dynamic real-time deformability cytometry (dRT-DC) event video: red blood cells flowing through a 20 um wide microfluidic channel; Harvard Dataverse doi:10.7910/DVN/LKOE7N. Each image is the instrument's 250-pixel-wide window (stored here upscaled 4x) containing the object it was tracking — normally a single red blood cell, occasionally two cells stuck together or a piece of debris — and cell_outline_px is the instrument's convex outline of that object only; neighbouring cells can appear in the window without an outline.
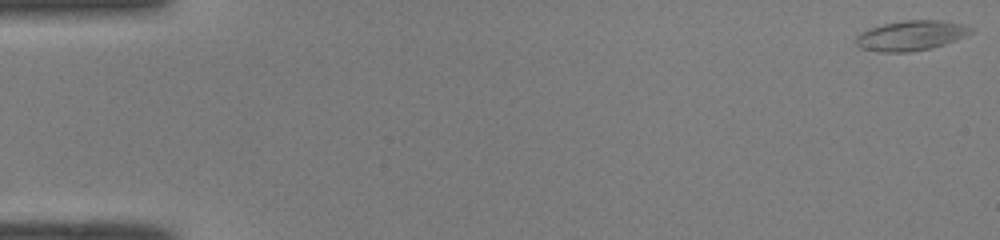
{"species": "common noctule bat (a hibernating species)", "species_latin": "Nyctalus noctula", "temperature_condition": "room temperature", "stored_images_in_passage": 50, "camera_frame_rate_fps": 3000, "um_per_image_px": 0.085, "animal": {"sex": "male", "body_mass_g": 19.0, "forearm_length_mm": 50.8}, "frame": {"image": 1, "passage_image": 1, "time_ms": 0.0, "image_size_px": [1000, 240], "cell_outline_px": [[972, 32], [968, 36], [932, 48], [912, 52], [876, 52], [860, 48], [856, 44], [856, 36], [860, 32], [868, 28], [884, 24], [904, 20], [944, 20], [964, 24], [972, 28]], "centroid_in_image_um": [77.44, 3.02], "position_along_channel_um": 7.6, "area_um2": 20.4}}
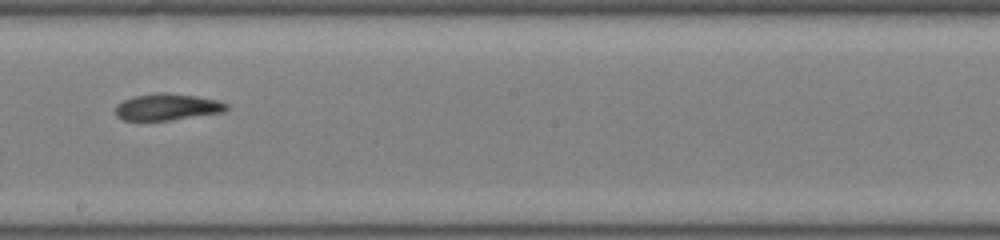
{"frame": {"image": 2, "passage_image": 29, "time_ms": 9.333, "image_size_px": [1000, 240], "cell_outline_px": [[228, 108], [224, 112], [168, 120], [124, 120], [116, 116], [116, 104], [132, 96], [160, 92], [164, 92], [196, 96], [220, 100], [228, 104]], "centroid_in_image_um": [14.22, 9.08], "position_along_channel_um": 234.0, "area_um2": 17.22}}
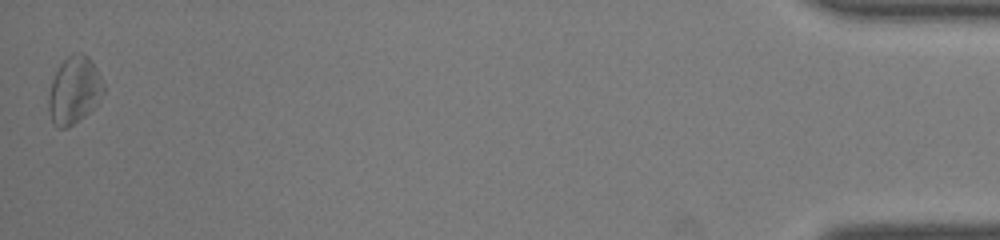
{"frame": {"image": 3, "passage_image": 50, "time_ms": 16.333, "image_size_px": [1000, 240], "cell_outline_px": [[104, 92], [96, 104], [84, 116], [68, 128], [56, 128], [52, 124], [48, 108], [48, 100], [52, 80], [60, 64], [68, 56], [76, 52], [84, 52], [92, 60], [104, 84]], "centroid_in_image_um": [6.3, 7.67], "position_along_channel_um": 428.9, "area_um2": 21.56}, "authors_computed_cell_mechanics": {"area_um2": 18.5249, "velocity_mm_per_s": 4.0849, "shape_relaxation_time_tau1_ms": 6.7823, "shape_relaxation_time_tau2_ms": null, "deformation_change_tau1": 0.1469, "deformation_change_tau2": null}}